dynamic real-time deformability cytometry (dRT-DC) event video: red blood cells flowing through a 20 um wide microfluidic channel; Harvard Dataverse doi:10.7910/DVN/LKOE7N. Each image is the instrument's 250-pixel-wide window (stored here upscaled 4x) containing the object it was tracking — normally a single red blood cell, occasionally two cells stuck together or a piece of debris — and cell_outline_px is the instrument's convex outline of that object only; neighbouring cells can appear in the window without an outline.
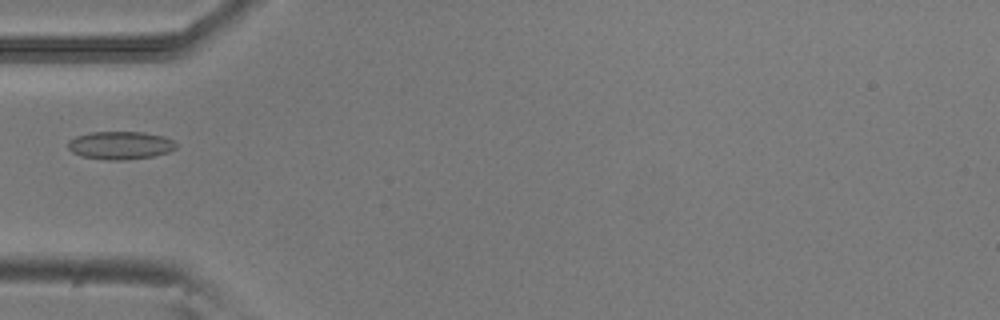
{"species": "common noctule bat (a hibernating species)", "species_latin": "Nyctalus noctula", "temperature_condition": "room temperature", "stored_images_in_passage": 5, "camera_frame_rate_fps": 3000, "um_per_image_px": 0.085, "animal": {"sex": "male", "body_mass_g": 20.5, "forearm_length_mm": 52.5}, "frame": {"image": 1, "passage_image": 5, "time_ms": 1.333, "image_size_px": [1000, 320], "cell_outline_px": [[176, 148], [168, 152], [152, 156], [120, 160], [108, 160], [80, 156], [72, 152], [68, 148], [68, 140], [76, 136], [92, 132], [144, 132], [164, 136], [172, 140], [176, 144]], "centroid_in_image_um": [10.2, 12.35], "position_along_channel_um": 74.8, "area_um2": 17.57}}